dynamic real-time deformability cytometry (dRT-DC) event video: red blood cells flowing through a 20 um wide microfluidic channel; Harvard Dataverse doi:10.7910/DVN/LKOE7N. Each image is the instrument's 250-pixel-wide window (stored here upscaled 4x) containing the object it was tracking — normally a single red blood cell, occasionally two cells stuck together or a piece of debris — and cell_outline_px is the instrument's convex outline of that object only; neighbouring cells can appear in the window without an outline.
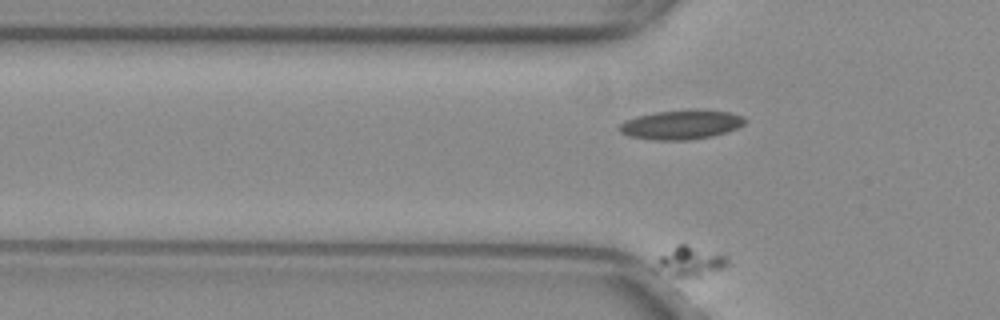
{"species": "common noctule bat (a hibernating species)", "species_latin": "Nyctalus noctula", "temperature_condition": "warm", "stored_images_in_passage": 51, "camera_frame_rate_fps": 3000, "um_per_image_px": 0.085, "animal": {"sex": "female", "body_mass_g": 29.2, "forearm_length_mm": 56.3}, "frame": {"image": 1, "passage_image": 4, "time_ms": 1.0, "image_size_px": [1000, 320], "cell_outline_px": [[728, 264], [724, 268], [700, 276], [668, 276], [656, 268], [656, 260], [660, 256], [676, 244], [688, 244], [724, 252], [728, 256]], "centroid_in_image_um": [58.73, 22.18], "position_along_channel_um": 67.1, "area_um2": 12.89}}
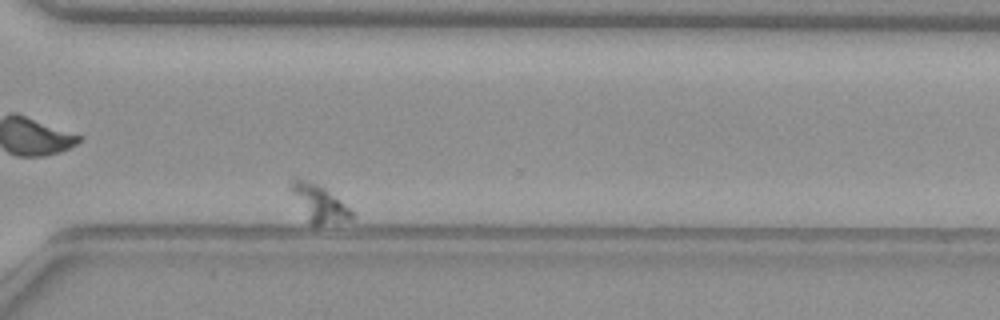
{"frame": {"image": 2, "passage_image": 40, "time_ms": 13.0, "image_size_px": [1000, 320], "cell_outline_px": [[356, 216], [352, 220], [320, 224], [312, 224], [308, 220], [288, 188], [288, 184], [292, 180], [304, 180], [316, 184], [324, 188], [352, 208]], "centroid_in_image_um": [27.17, 17.29], "position_along_channel_um": 343.4, "area_um2": 12.89}}
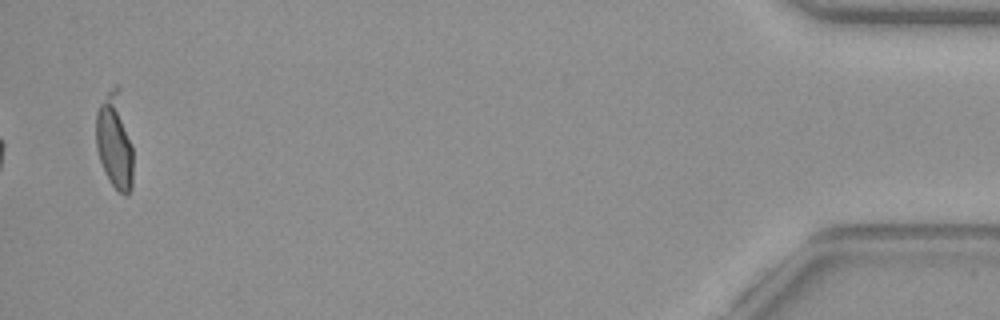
{"frame": {"image": 3, "passage_image": 51, "time_ms": 16.667, "image_size_px": [1000, 320], "cell_outline_px": [[132, 188], [128, 196], [124, 196], [108, 180], [104, 172], [96, 148], [96, 112], [100, 104], [108, 92], [116, 84], [120, 84], [132, 144]], "centroid_in_image_um": [9.76, 11.97], "position_along_channel_um": 425.4, "area_um2": 21.1}}